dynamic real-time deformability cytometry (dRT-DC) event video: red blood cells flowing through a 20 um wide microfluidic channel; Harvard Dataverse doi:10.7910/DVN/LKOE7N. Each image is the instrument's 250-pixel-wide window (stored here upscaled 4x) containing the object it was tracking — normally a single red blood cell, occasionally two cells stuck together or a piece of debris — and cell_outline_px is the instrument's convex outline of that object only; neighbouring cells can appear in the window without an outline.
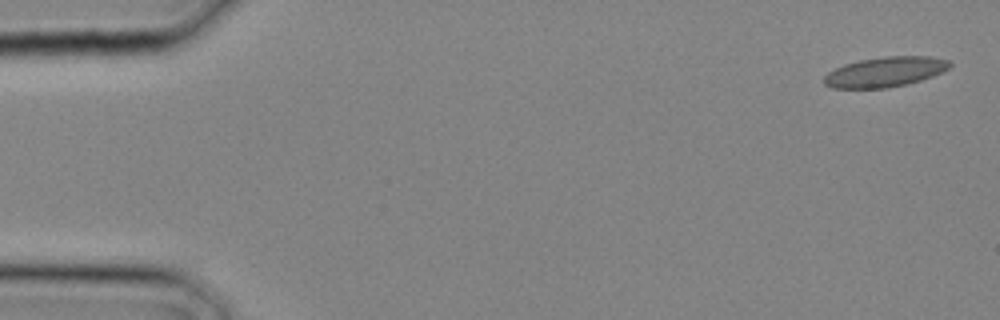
{"species": "common noctule bat (a hibernating species)", "species_latin": "Nyctalus noctula", "temperature_condition": "cold", "stored_images_in_passage": 26, "camera_frame_rate_fps": 3000, "um_per_image_px": 0.085, "animal": {"sex": "male", "body_mass_g": 20.4}, "frame": {"image": 1, "passage_image": 1, "time_ms": 0.0, "image_size_px": [1000, 320], "cell_outline_px": [[952, 64], [944, 72], [908, 84], [888, 88], [832, 88], [824, 84], [824, 76], [828, 72], [844, 64], [860, 60], [884, 56], [928, 56], [948, 60]], "centroid_in_image_um": [75.24, 6.11], "position_along_channel_um": 9.8, "area_um2": 22.02}}
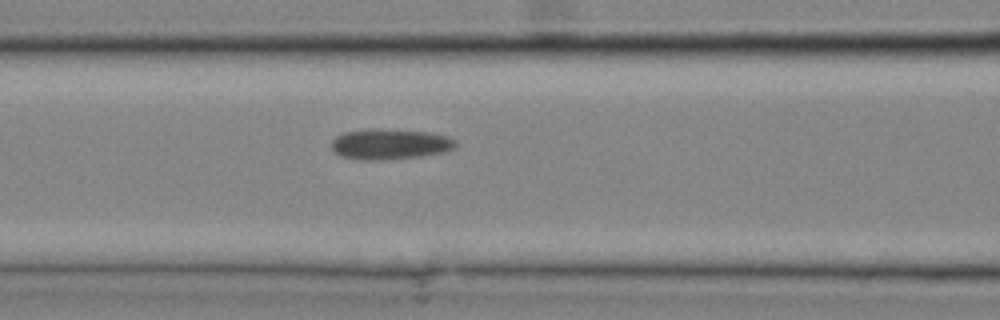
{"frame": {"image": 2, "passage_image": 12, "time_ms": 3.667, "image_size_px": [1000, 320], "cell_outline_px": [[456, 148], [444, 152], [420, 156], [388, 160], [360, 160], [340, 156], [332, 148], [332, 140], [336, 136], [344, 132], [428, 132], [448, 136], [456, 140]], "centroid_in_image_um": [33.19, 12.32], "position_along_channel_um": 133.4, "area_um2": 21.04}}
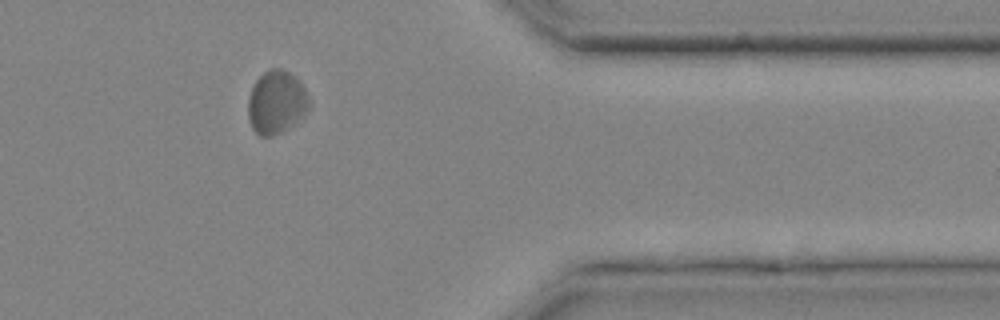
{"frame": {"image": 3, "passage_image": 24, "time_ms": 7.667, "image_size_px": [1000, 320], "cell_outline_px": [[312, 100], [308, 112], [304, 116], [288, 128], [272, 136], [260, 136], [252, 128], [248, 120], [248, 96], [256, 80], [264, 72], [272, 68], [280, 68], [288, 72], [300, 80]], "centroid_in_image_um": [23.53, 8.69], "position_along_channel_um": 387.9, "area_um2": 22.83}}